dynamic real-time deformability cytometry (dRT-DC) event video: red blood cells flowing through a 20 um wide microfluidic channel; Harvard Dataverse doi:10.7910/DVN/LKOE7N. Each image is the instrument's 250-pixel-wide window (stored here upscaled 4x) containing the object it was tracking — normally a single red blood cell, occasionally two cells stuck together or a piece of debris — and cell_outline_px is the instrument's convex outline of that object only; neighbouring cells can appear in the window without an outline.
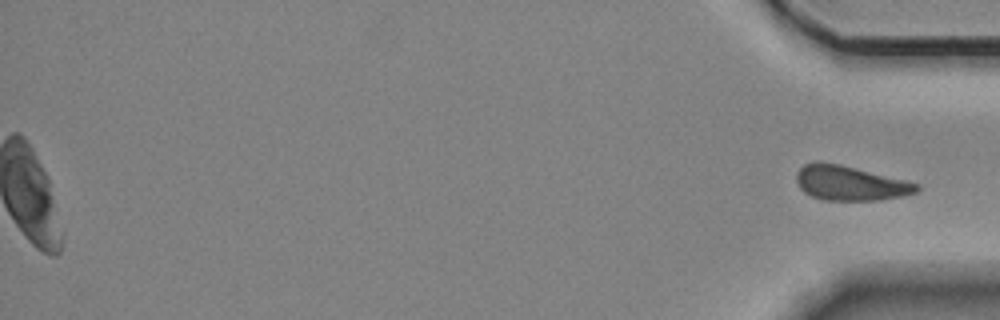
{"species": "Egyptian fruit bat (a non-hibernating species)", "species_latin": "Rousettus aegyptiacus", "temperature_condition": "room temperature", "stored_images_in_passage": 57, "segment_of_instrument_passage": [2, 2], "camera_frame_rate_fps": 3000, "um_per_image_px": 0.085, "animal": {"sex": "female"}, "frame": {"image": 1, "passage_image": 57, "time_ms": 18.667, "image_size_px": [1000, 320], "cell_outline_px": [[920, 188], [916, 192], [904, 196], [880, 200], [824, 200], [812, 196], [804, 192], [800, 188], [796, 180], [796, 172], [804, 164], [816, 160], [840, 164], [920, 184]], "centroid_in_image_um": [72.23, 15.56], "position_along_channel_um": 363.0, "area_um2": 24.33}}